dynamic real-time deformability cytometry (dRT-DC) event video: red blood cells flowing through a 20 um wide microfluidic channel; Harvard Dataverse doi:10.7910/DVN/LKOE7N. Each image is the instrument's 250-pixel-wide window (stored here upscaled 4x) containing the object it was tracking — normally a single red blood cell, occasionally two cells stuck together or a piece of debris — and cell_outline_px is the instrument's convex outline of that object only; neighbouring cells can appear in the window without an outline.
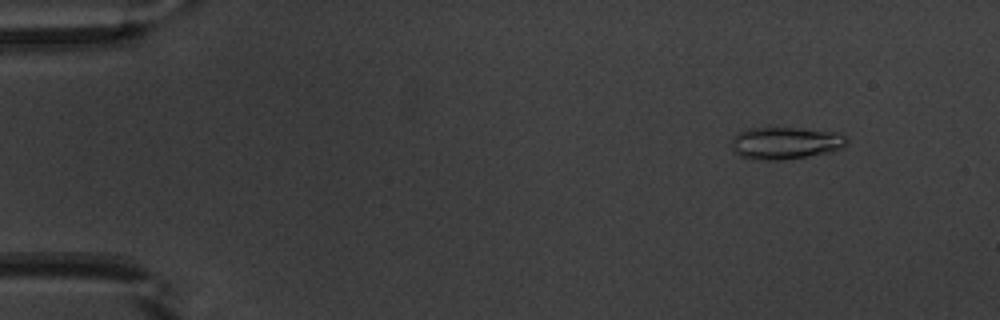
{"species": "common noctule bat (a hibernating species)", "species_latin": "Nyctalus noctula", "temperature_condition": "warm", "stored_images_in_passage": 52, "camera_frame_rate_fps": 3000, "um_per_image_px": 0.085, "animal": {"sex": "male", "body_mass_g": 20.1, "forearm_length_mm": 53.5}, "frame": {"image": 1, "passage_image": 6, "time_ms": 1.667, "image_size_px": [1000, 320], "cell_outline_px": [[848, 140], [840, 148], [832, 152], [780, 160], [764, 160], [740, 156], [732, 148], [732, 140], [740, 132], [748, 128], [796, 128], [836, 132], [848, 136]], "centroid_in_image_um": [66.79, 12.15], "position_along_channel_um": 18.2, "area_um2": 21.33}}
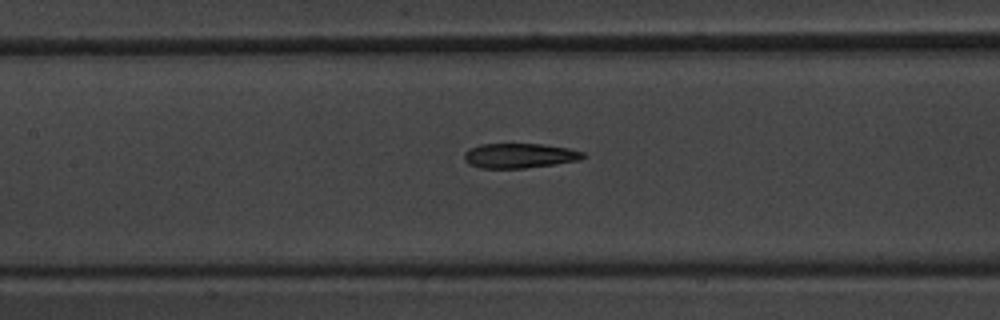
{"frame": {"image": 2, "passage_image": 25, "time_ms": 8.0, "image_size_px": [1000, 320], "cell_outline_px": [[588, 156], [580, 160], [524, 168], [480, 168], [468, 164], [464, 160], [464, 152], [480, 144], [540, 144], [568, 148], [584, 152]], "centroid_in_image_um": [44.16, 13.23], "position_along_channel_um": 163.2, "area_um2": 17.11}}
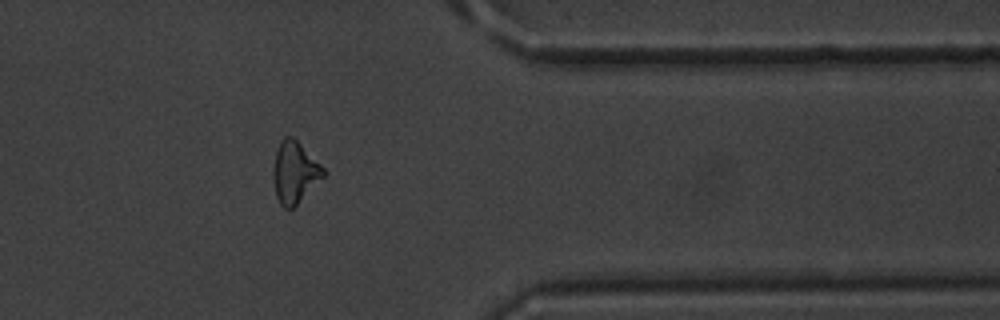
{"frame": {"image": 3, "passage_image": 43, "time_ms": 14.0, "image_size_px": [1000, 320], "cell_outline_px": [[324, 176], [292, 208], [284, 208], [280, 204], [276, 196], [272, 176], [272, 172], [276, 152], [280, 140], [284, 136], [292, 136], [324, 168]], "centroid_in_image_um": [25.01, 14.63], "position_along_channel_um": 386.4, "area_um2": 17.63}, "authors_computed_cell_mechanics": {"area_um2": 18.2937, "velocity_mm_per_s": 3.9314, "shape_relaxation_time_tau1_ms": 4.1512, "shape_relaxation_time_tau2_ms": 3.1376, "deformation_change_tau1": 0.1578, "deformation_change_tau2": 0.1295}}